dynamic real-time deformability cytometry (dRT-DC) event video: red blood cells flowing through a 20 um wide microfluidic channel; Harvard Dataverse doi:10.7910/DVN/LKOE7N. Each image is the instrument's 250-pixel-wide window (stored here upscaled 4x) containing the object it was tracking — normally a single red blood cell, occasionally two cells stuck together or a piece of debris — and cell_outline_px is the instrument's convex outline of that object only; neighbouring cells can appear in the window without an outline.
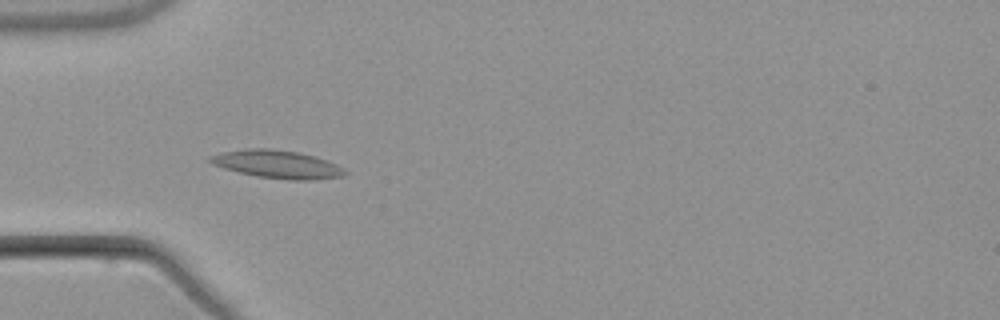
{"species": "common noctule bat (a hibernating species)", "species_latin": "Nyctalus noctula", "temperature_condition": "warm", "stored_images_in_passage": 6, "camera_frame_rate_fps": 3000, "um_per_image_px": 0.085, "animal": {"sex": "male", "body_mass_g": 21.5, "forearm_length_mm": 52.0}, "frame": {"image": 1, "passage_image": 5, "time_ms": 4.667, "image_size_px": [1000, 320], "cell_outline_px": [[348, 172], [344, 176], [316, 180], [288, 180], [256, 176], [224, 168], [212, 164], [208, 160], [208, 156], [220, 152], [248, 148], [268, 148], [300, 152], [316, 156], [336, 164], [344, 168]], "centroid_in_image_um": [23.58, 13.96], "position_along_channel_um": 61.4, "area_um2": 22.25}}
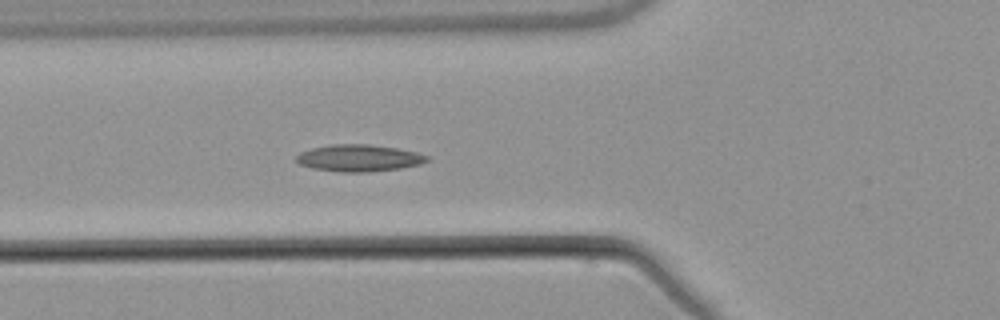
{"frame": {"image": 2, "passage_image": 6, "time_ms": 5.667, "image_size_px": [1000, 320], "cell_outline_px": [[432, 160], [420, 164], [400, 168], [368, 172], [340, 172], [312, 168], [300, 164], [296, 160], [296, 156], [300, 152], [312, 148], [332, 144], [368, 144], [396, 148], [416, 152], [428, 156]], "centroid_in_image_um": [30.52, 13.43], "position_along_channel_um": 95.3, "area_um2": 20.46}}